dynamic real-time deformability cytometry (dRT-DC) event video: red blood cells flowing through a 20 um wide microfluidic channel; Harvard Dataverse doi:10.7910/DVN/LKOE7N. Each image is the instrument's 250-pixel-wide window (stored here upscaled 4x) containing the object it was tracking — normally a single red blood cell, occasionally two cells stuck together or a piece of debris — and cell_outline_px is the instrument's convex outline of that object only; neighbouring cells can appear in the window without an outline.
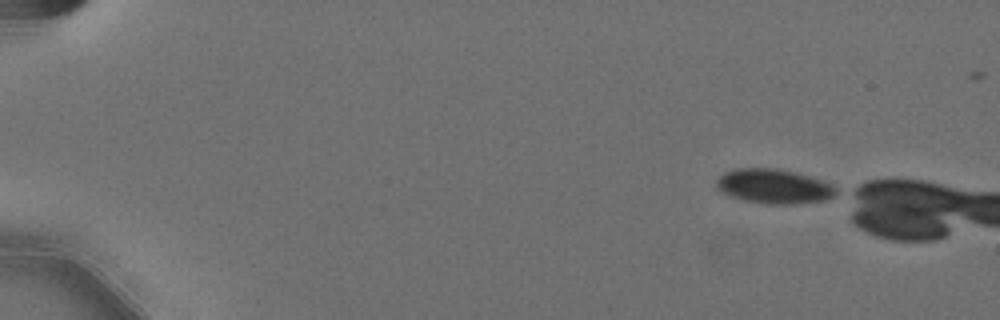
{"species": "Egyptian fruit bat (a non-hibernating species)", "species_latin": "Rousettus aegyptiacus", "temperature_condition": "cold", "stored_images_in_passage": 6, "camera_frame_rate_fps": 3000, "um_per_image_px": 0.085, "animal": {"sex": "female"}, "frame": {"image": 1, "passage_image": 1, "time_ms": 0.0, "image_size_px": [1000, 320], "cell_outline_px": [[840, 192], [824, 200], [792, 204], [768, 204], [744, 200], [720, 192], [716, 188], [716, 180], [724, 172], [736, 168], [776, 168], [796, 172], [832, 184], [840, 188]], "centroid_in_image_um": [65.78, 15.83], "position_along_channel_um": 19.2, "area_um2": 24.16}}